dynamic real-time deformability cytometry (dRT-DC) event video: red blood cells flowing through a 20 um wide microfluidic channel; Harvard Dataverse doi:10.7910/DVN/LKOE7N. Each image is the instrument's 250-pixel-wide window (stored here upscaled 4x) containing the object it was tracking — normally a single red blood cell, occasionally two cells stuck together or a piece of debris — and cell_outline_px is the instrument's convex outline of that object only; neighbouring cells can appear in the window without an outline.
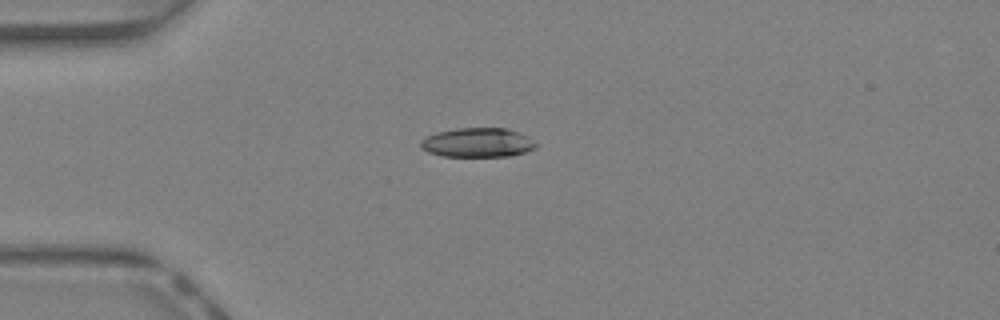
{"species": "Egyptian fruit bat (a non-hibernating species)", "species_latin": "Rousettus aegyptiacus", "temperature_condition": "warm", "stored_images_in_passage": 43, "camera_frame_rate_fps": 3000, "um_per_image_px": 0.085, "animal": {"sex": "female"}, "frame": {"image": 1, "passage_image": 11, "time_ms": 3.333, "image_size_px": [1000, 320], "cell_outline_px": [[536, 148], [512, 156], [444, 156], [428, 152], [420, 148], [420, 140], [436, 132], [456, 128], [504, 128], [520, 132], [528, 136], [536, 144]], "centroid_in_image_um": [40.59, 12.11], "position_along_channel_um": 44.4, "area_um2": 19.71}}
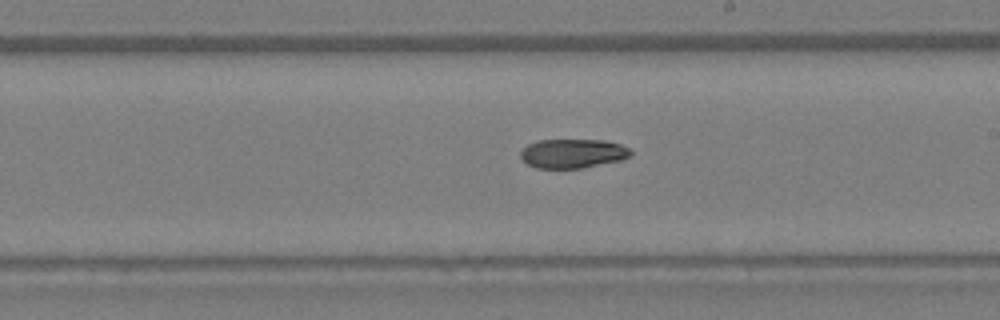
{"frame": {"image": 2, "passage_image": 25, "time_ms": 8.0, "image_size_px": [1000, 320], "cell_outline_px": [[632, 156], [620, 160], [584, 168], [536, 168], [528, 164], [520, 156], [520, 152], [528, 144], [540, 140], [604, 140], [620, 144], [628, 148], [632, 152]], "centroid_in_image_um": [48.7, 13.05], "position_along_channel_um": 240.3, "area_um2": 18.67}}
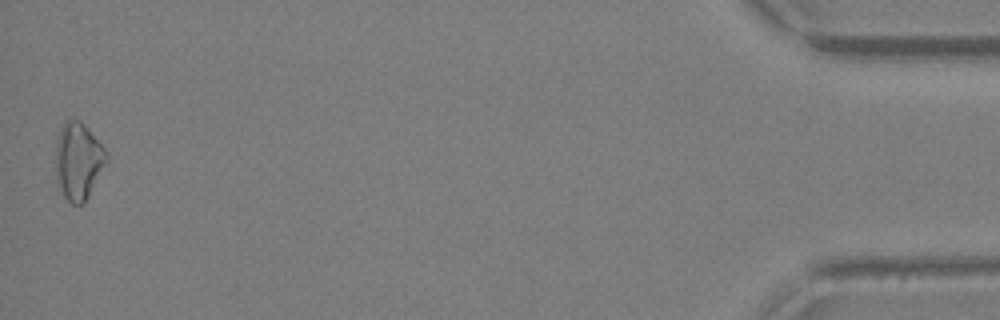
{"frame": {"image": 3, "passage_image": 43, "time_ms": 14.0, "image_size_px": [1000, 320], "cell_outline_px": [[108, 156], [84, 204], [72, 204], [64, 196], [60, 188], [56, 172], [56, 140], [60, 128], [64, 120], [80, 120], [84, 124], [108, 152]], "centroid_in_image_um": [6.63, 13.65], "position_along_channel_um": 428.6, "area_um2": 22.43}, "authors_computed_cell_mechanics": {"area_um2": 19.7676, "velocity_mm_per_s": 4.6901, "shape_relaxation_time_tau1_ms": 8.9205, "shape_relaxation_time_tau2_ms": null, "deformation_change_tau1": 0.2057, "deformation_change_tau2": null}}